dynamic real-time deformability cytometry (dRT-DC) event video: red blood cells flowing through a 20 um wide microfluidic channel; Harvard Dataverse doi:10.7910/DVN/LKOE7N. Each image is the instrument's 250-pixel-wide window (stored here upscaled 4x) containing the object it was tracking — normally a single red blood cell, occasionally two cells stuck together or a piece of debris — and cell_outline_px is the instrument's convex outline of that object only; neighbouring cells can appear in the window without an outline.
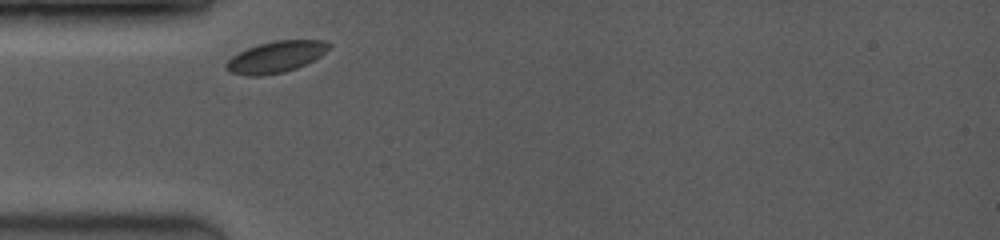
{"species": "common noctule bat (a hibernating species)", "species_latin": "Nyctalus noctula", "temperature_condition": "room temperature", "stored_images_in_passage": 51, "camera_frame_rate_fps": 3500, "um_per_image_px": 0.085, "animal": {"sex": "female", "body_mass_g": 19.0, "forearm_length_mm": 53.3}, "frame": {"image": 1, "passage_image": 1, "time_ms": 0.0, "image_size_px": [1000, 240], "cell_outline_px": [[332, 48], [320, 56], [296, 68], [284, 72], [264, 76], [248, 76], [232, 72], [224, 68], [224, 64], [232, 56], [248, 48], [260, 44], [276, 40], [324, 40], [332, 44]], "centroid_in_image_um": [23.47, 4.84], "position_along_channel_um": 61.5, "area_um2": 18.79}}
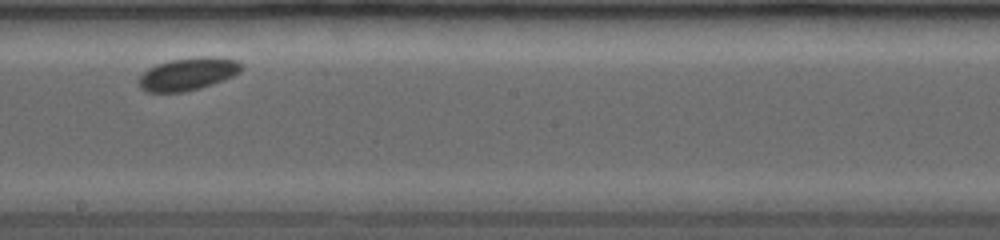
{"frame": {"image": 2, "passage_image": 24, "time_ms": 4.571, "image_size_px": [1000, 240], "cell_outline_px": [[244, 68], [240, 72], [232, 76], [212, 84], [200, 88], [184, 92], [148, 92], [140, 88], [136, 80], [148, 68], [156, 64], [172, 60], [200, 56], [216, 56], [240, 60], [244, 64]], "centroid_in_image_um": [16.0, 6.27], "position_along_channel_um": 232.2, "area_um2": 19.83}}
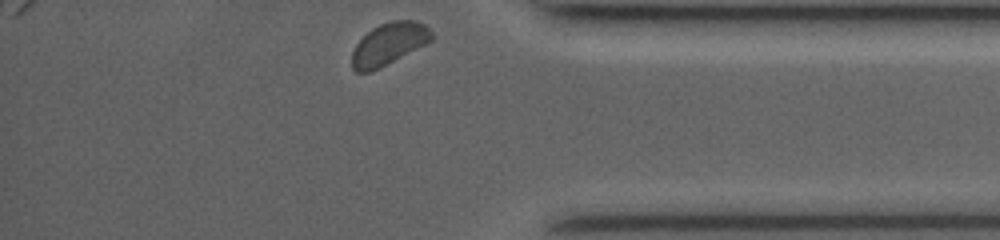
{"frame": {"image": 3, "passage_image": 50, "time_ms": 9.143, "image_size_px": [1000, 240], "cell_outline_px": [[432, 40], [380, 68], [368, 72], [356, 72], [352, 68], [352, 52], [356, 44], [372, 28], [380, 24], [392, 20], [416, 20], [424, 24], [432, 32]], "centroid_in_image_um": [33.04, 3.73], "position_along_channel_um": 402.2, "area_um2": 19.31}}